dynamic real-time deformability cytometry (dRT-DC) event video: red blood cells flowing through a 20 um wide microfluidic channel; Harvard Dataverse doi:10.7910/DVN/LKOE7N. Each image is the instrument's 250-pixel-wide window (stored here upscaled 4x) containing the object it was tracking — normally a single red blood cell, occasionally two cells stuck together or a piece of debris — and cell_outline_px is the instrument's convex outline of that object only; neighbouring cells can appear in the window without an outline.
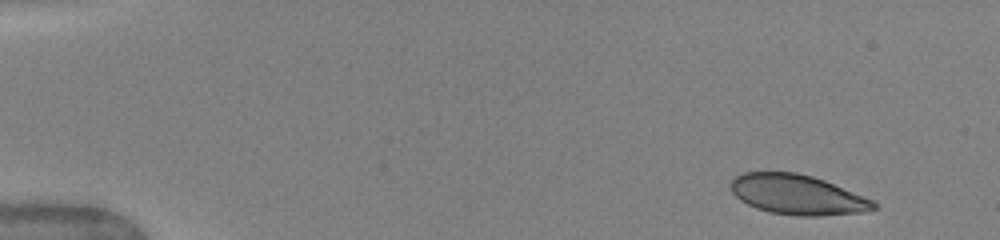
{"species": "human", "species_latin": "Homo sapiens", "temperature_condition": "warm", "stored_images_in_passage": 10, "camera_frame_rate_fps": 3000, "um_per_image_px": 0.085, "donor": {"sex": "female"}, "frame": {"image": 1, "passage_image": 1, "time_ms": 0.0, "image_size_px": [1000, 240], "cell_outline_px": [[880, 208], [864, 212], [820, 216], [796, 216], [768, 212], [756, 208], [740, 200], [732, 192], [732, 180], [736, 176], [744, 172], [796, 172], [812, 176], [824, 180], [872, 200], [880, 204]], "centroid_in_image_um": [67.81, 16.56], "position_along_channel_um": 17.2, "area_um2": 33.23}}
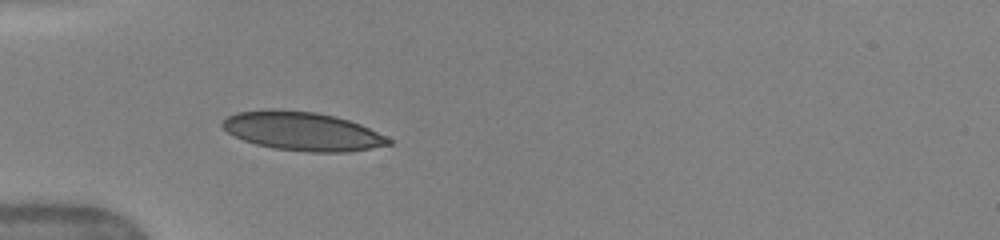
{"frame": {"image": 2, "passage_image": 6, "time_ms": 4.0, "image_size_px": [1000, 240], "cell_outline_px": [[392, 144], [348, 152], [308, 152], [272, 148], [256, 144], [244, 140], [228, 132], [220, 124], [228, 116], [236, 112], [268, 108], [272, 108], [316, 112], [336, 116], [360, 124], [388, 136], [392, 140]], "centroid_in_image_um": [25.71, 11.14], "position_along_channel_um": 59.3, "area_um2": 37.69}}